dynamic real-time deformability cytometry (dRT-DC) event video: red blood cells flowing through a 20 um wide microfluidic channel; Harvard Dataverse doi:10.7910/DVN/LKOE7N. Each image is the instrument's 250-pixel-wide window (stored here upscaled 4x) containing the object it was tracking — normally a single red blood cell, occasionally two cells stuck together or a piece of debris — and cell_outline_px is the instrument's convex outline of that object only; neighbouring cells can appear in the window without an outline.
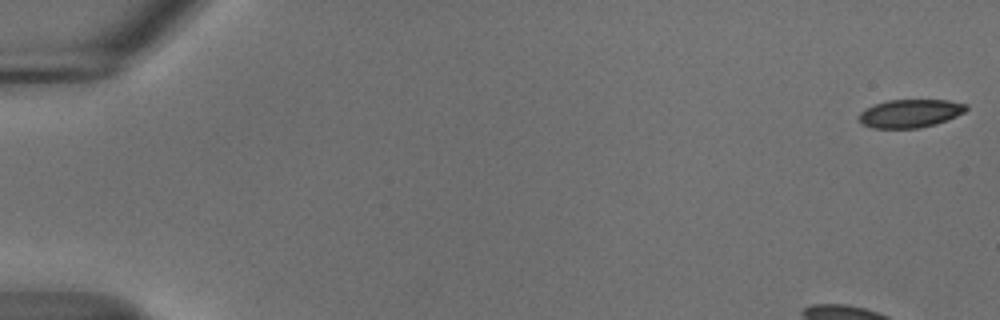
{"species": "common noctule bat (a hibernating species)", "species_latin": "Nyctalus noctula", "temperature_condition": "cold", "stored_images_in_passage": 55, "camera_frame_rate_fps": 3000, "um_per_image_px": 0.085, "animal": {"sex": "male", "body_mass_g": 18.8}, "frame": {"image": 1, "passage_image": 1, "time_ms": 0.0, "image_size_px": [1000, 320], "cell_outline_px": [[968, 108], [964, 112], [956, 116], [936, 124], [920, 128], [872, 128], [864, 124], [856, 116], [860, 112], [876, 104], [888, 100], [948, 100], [968, 104]], "centroid_in_image_um": [77.38, 9.64], "position_along_channel_um": 7.6, "area_um2": 17.57}}
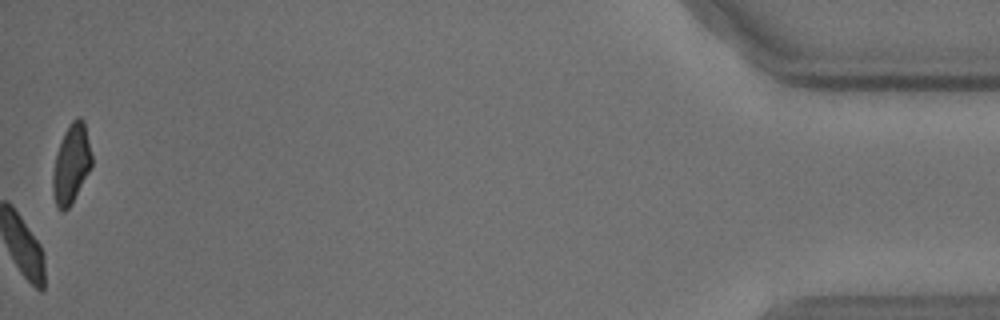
{"frame": {"image": 2, "passage_image": 55, "time_ms": 18.0, "image_size_px": [1000, 320], "cell_outline_px": [[92, 168], [68, 208], [64, 212], [56, 204], [52, 192], [52, 172], [56, 152], [64, 132], [68, 124], [76, 116], [80, 116], [84, 120], [92, 156]], "centroid_in_image_um": [6.06, 13.88], "position_along_channel_um": 429.1, "area_um2": 18.15}, "authors_computed_cell_mechanics": {"area_um2": 18.0336, "velocity_mm_per_s": 3.6499, "shape_relaxation_time_tau1_ms": 2.4694, "shape_relaxation_time_tau2_ms": 3.5547, "deformation_change_tau1": 0.0901, "deformation_change_tau2": 0.0675}}